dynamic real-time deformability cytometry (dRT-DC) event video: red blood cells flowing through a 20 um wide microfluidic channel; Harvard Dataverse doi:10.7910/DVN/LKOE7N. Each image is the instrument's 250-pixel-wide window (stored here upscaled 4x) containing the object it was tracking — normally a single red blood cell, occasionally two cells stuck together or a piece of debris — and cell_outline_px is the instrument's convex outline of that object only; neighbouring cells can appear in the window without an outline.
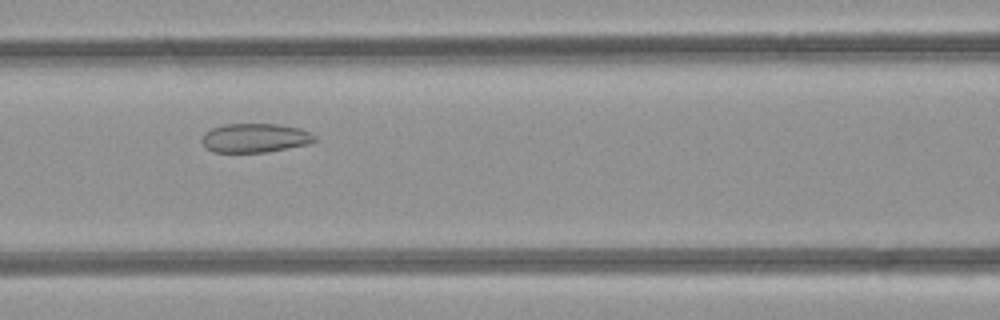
{"species": "common noctule bat (a hibernating species)", "species_latin": "Nyctalus noctula", "temperature_condition": "room temperature", "stored_images_in_passage": 34, "camera_frame_rate_fps": 3000, "um_per_image_px": 0.085, "animal": {"sex": "female", "body_mass_g": 21.9}, "frame": {"image": 1, "passage_image": 6, "time_ms": 1.667, "image_size_px": [1000, 320], "cell_outline_px": [[316, 140], [308, 144], [268, 152], [212, 152], [204, 148], [200, 140], [200, 136], [204, 132], [212, 128], [224, 124], [280, 124], [300, 128], [316, 136]], "centroid_in_image_um": [21.62, 11.73], "position_along_channel_um": 145.0, "area_um2": 19.36}}
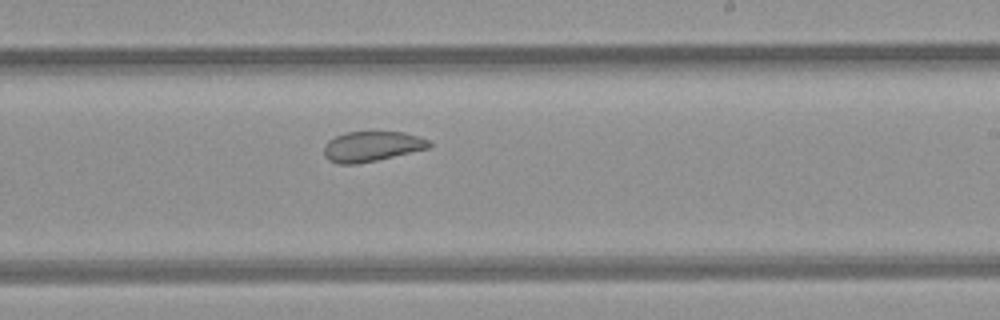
{"frame": {"image": 2, "passage_image": 14, "time_ms": 4.333, "image_size_px": [1000, 320], "cell_outline_px": [[432, 148], [376, 160], [356, 164], [340, 164], [328, 160], [324, 156], [324, 144], [328, 140], [344, 132], [404, 132], [420, 136], [432, 140]], "centroid_in_image_um": [31.65, 12.44], "position_along_channel_um": 257.4, "area_um2": 18.79}}
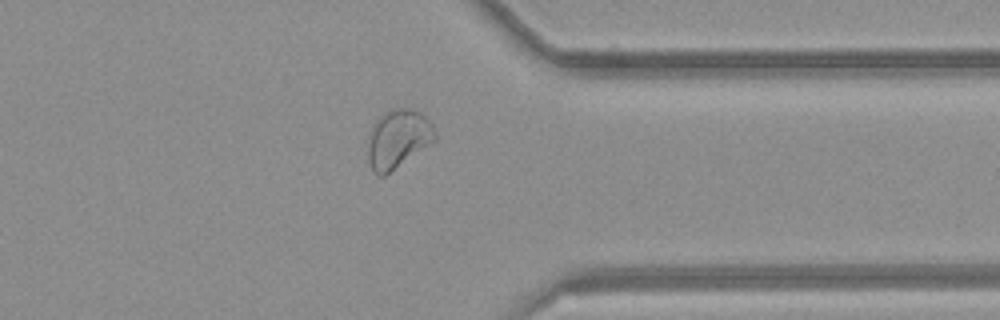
{"frame": {"image": 3, "passage_image": 23, "time_ms": 7.333, "image_size_px": [1000, 320], "cell_outline_px": [[436, 140], [384, 176], [380, 176], [372, 172], [368, 160], [368, 144], [372, 124], [384, 112], [392, 108], [412, 108], [420, 112], [432, 124], [436, 132]], "centroid_in_image_um": [33.82, 11.79], "position_along_channel_um": 377.6, "area_um2": 22.95}}